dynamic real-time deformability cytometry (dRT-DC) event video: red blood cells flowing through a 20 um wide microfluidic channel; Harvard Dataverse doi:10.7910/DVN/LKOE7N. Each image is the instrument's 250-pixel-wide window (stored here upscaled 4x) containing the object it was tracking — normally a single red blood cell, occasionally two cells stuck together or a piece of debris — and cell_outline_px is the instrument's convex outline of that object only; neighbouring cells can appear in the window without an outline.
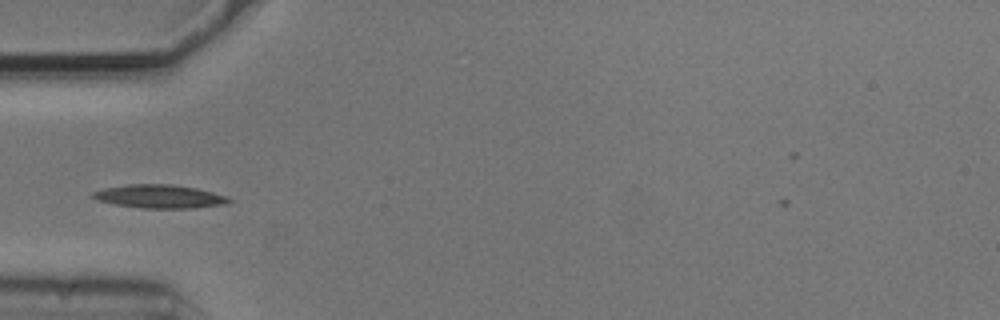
{"species": "common noctule bat (a hibernating species)", "species_latin": "Nyctalus noctula", "temperature_condition": "cold", "stored_images_in_passage": 40, "camera_frame_rate_fps": 3000, "um_per_image_px": 0.085, "animal": {"sex": "male", "body_mass_g": 20.5, "forearm_length_mm": 52.5}, "frame": {"image": 1, "passage_image": 2, "time_ms": 0.333, "image_size_px": [1000, 320], "cell_outline_px": [[232, 200], [228, 204], [192, 208], [140, 208], [112, 204], [96, 200], [92, 196], [92, 192], [104, 188], [128, 184], [172, 184], [196, 188], [228, 196]], "centroid_in_image_um": [13.56, 16.7], "position_along_channel_um": 71.4, "area_um2": 18.73}}
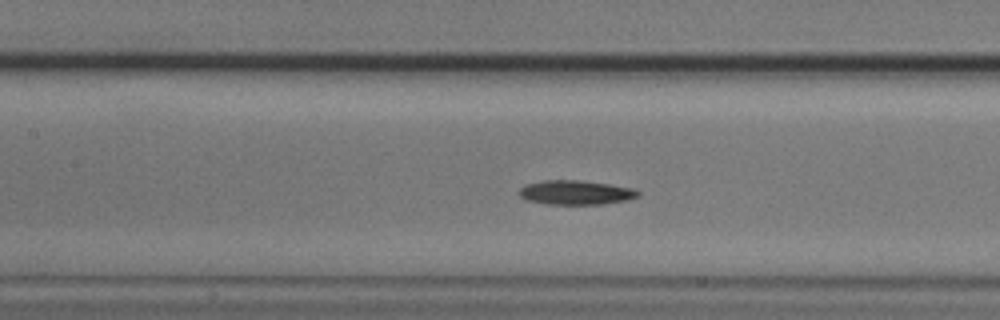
{"frame": {"image": 2, "passage_image": 9, "time_ms": 2.667, "image_size_px": [1000, 320], "cell_outline_px": [[640, 196], [628, 200], [604, 204], [548, 204], [528, 200], [520, 196], [516, 192], [520, 188], [528, 184], [544, 180], [580, 180], [636, 188], [640, 192]], "centroid_in_image_um": [48.98, 16.36], "position_along_channel_um": 158.4, "area_um2": 16.94}}
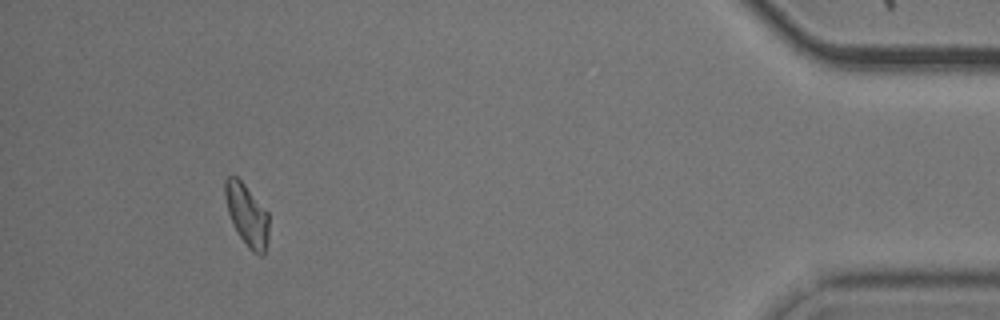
{"frame": {"image": 3, "passage_image": 35, "time_ms": 11.333, "image_size_px": [1000, 320], "cell_outline_px": [[268, 240], [264, 256], [260, 256], [252, 252], [248, 248], [232, 224], [228, 212], [224, 196], [224, 180], [228, 176], [236, 176], [244, 184], [268, 212]], "centroid_in_image_um": [20.98, 18.29], "position_along_channel_um": 414.2, "area_um2": 15.9}, "authors_computed_cell_mechanics": {"area_um2": 16.2129, "velocity_mm_per_s": 3.6946, "shape_relaxation_time_tau1_ms": 1.8882, "shape_relaxation_time_tau2_ms": null, "deformation_change_tau1": 0.1085, "deformation_change_tau2": null}}